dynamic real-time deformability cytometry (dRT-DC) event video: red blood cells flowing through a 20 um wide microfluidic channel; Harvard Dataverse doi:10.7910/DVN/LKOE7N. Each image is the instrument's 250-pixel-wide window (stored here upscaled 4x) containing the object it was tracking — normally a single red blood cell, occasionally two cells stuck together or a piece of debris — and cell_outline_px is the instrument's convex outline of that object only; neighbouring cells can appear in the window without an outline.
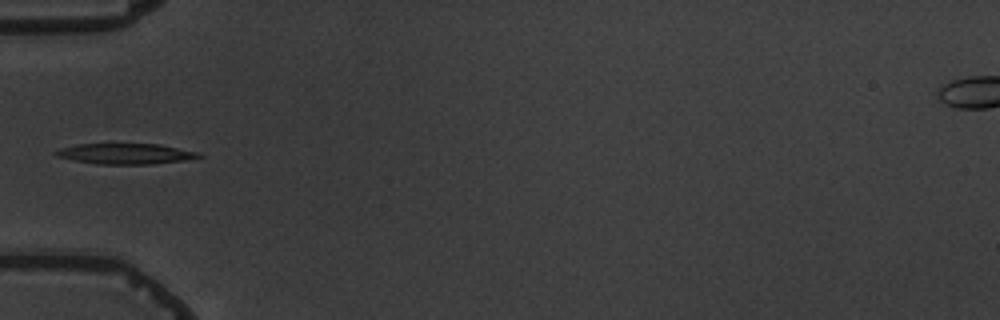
{"species": "common noctule bat (a hibernating species)", "species_latin": "Nyctalus noctula", "temperature_condition": "warm", "stored_images_in_passage": 3, "camera_frame_rate_fps": 3000, "um_per_image_px": 0.085, "animal": {"sex": "male", "body_mass_g": 19.5, "forearm_length_mm": 54.6}, "frame": {"image": 1, "passage_image": 2, "time_ms": 1.0, "image_size_px": [1000, 320], "cell_outline_px": [[204, 156], [184, 160], [152, 164], [96, 164], [72, 160], [56, 156], [52, 152], [60, 148], [76, 144], [160, 144], [196, 152]], "centroid_in_image_um": [10.6, 13.07], "position_along_channel_um": 74.4, "area_um2": 17.11}}
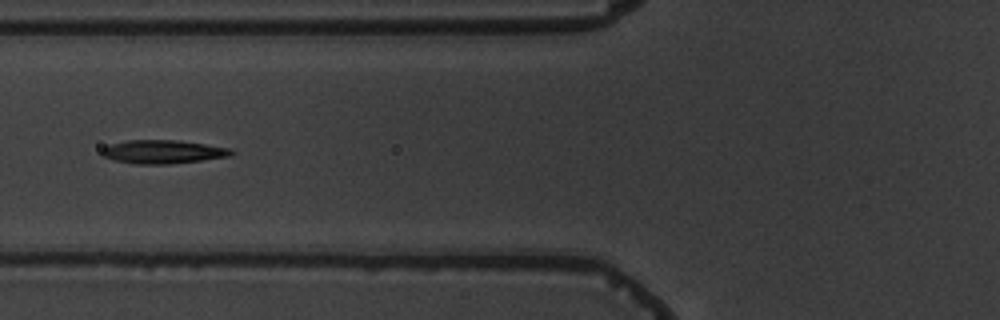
{"frame": {"image": 2, "passage_image": 3, "time_ms": 2.0, "image_size_px": [1000, 320], "cell_outline_px": [[236, 152], [232, 156], [168, 164], [132, 164], [116, 160], [104, 156], [100, 152], [108, 144], [128, 140], [176, 140], [204, 144], [228, 148]], "centroid_in_image_um": [13.84, 12.9], "position_along_channel_um": 112.0, "area_um2": 17.63}}